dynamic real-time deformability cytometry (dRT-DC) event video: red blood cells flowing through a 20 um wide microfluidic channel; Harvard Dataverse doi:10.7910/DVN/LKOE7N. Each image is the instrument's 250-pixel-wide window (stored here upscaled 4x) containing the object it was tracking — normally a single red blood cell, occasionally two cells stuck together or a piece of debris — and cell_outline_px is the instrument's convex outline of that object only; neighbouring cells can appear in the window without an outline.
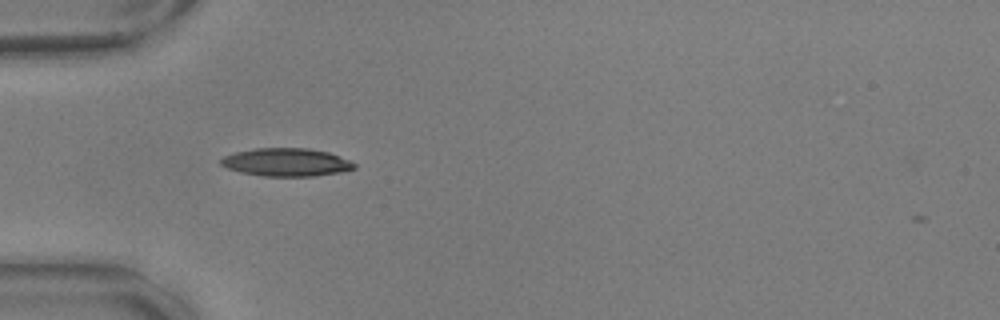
{"species": "common noctule bat (a hibernating species)", "species_latin": "Nyctalus noctula", "temperature_condition": "warm", "stored_images_in_passage": 39, "camera_frame_rate_fps": 3000, "um_per_image_px": 0.085, "animal": {"sex": "male", "body_mass_g": 17.9, "forearm_length_mm": 54.2}, "frame": {"image": 1, "passage_image": 1, "time_ms": 0.0, "image_size_px": [1000, 320], "cell_outline_px": [[356, 168], [340, 172], [312, 176], [264, 176], [240, 172], [228, 168], [220, 164], [220, 160], [224, 156], [236, 152], [256, 148], [308, 148], [328, 152], [340, 156], [356, 164]], "centroid_in_image_um": [24.34, 13.79], "position_along_channel_um": 60.7, "area_um2": 21.68}}
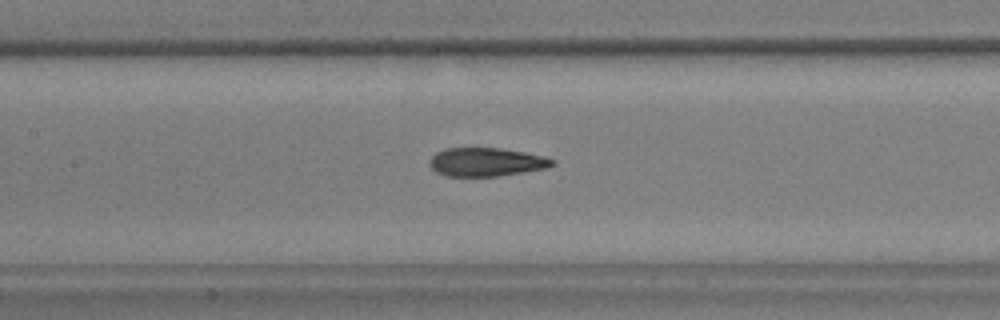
{"frame": {"image": 2, "passage_image": 10, "time_ms": 3.0, "image_size_px": [1000, 320], "cell_outline_px": [[556, 164], [548, 168], [524, 172], [496, 176], [448, 176], [436, 172], [432, 168], [432, 156], [436, 152], [444, 148], [496, 148], [524, 152], [544, 156], [556, 160]], "centroid_in_image_um": [41.39, 13.77], "position_along_channel_um": 166.0, "area_um2": 20.29}}
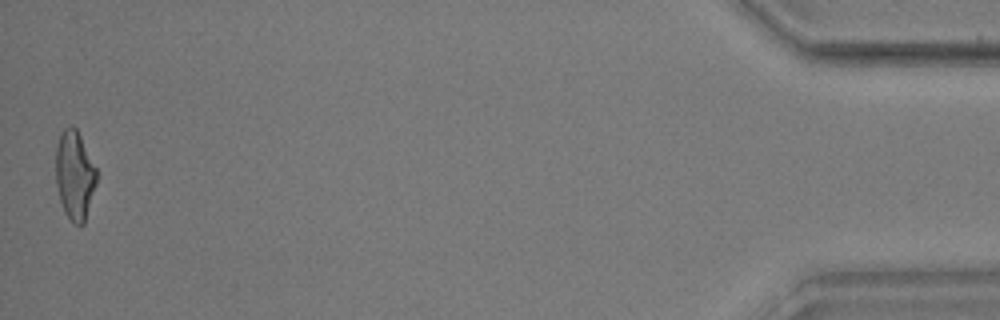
{"frame": {"image": 3, "passage_image": 39, "time_ms": 12.667, "image_size_px": [1000, 320], "cell_outline_px": [[96, 184], [84, 224], [80, 228], [72, 224], [64, 212], [60, 200], [56, 184], [56, 148], [60, 136], [64, 128], [72, 124], [76, 128], [96, 168]], "centroid_in_image_um": [6.34, 14.95], "position_along_channel_um": 428.9, "area_um2": 21.15}, "authors_computed_cell_mechanics": {"area_um2": 20.9814, "velocity_mm_per_s": 3.6148, "shape_relaxation_time_tau1_ms": null, "shape_relaxation_time_tau2_ms": 1.7017, "deformation_change_tau1": null, "deformation_change_tau2": 0.1024}}